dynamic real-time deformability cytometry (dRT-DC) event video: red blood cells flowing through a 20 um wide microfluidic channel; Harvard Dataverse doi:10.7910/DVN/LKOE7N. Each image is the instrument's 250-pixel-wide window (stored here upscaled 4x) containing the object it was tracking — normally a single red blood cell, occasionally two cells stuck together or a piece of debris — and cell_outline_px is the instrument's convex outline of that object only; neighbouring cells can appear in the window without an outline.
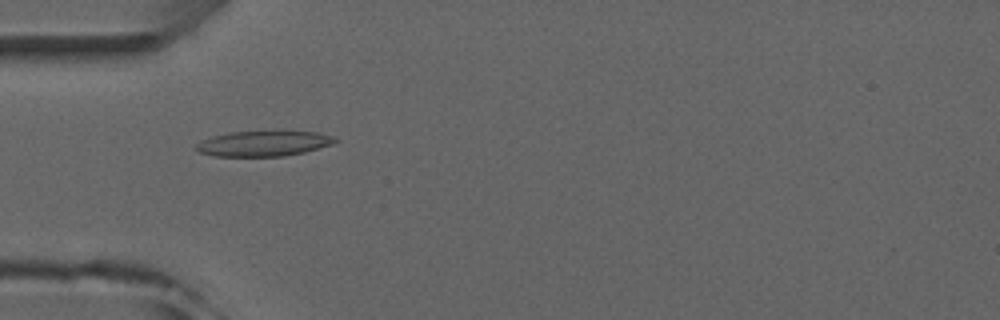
{"species": "common noctule bat (a hibernating species)", "species_latin": "Nyctalus noctula", "temperature_condition": "room temperature", "stored_images_in_passage": 4, "camera_frame_rate_fps": 3000, "um_per_image_px": 0.085, "animal": {"sex": "male", "forearm_length_mm": 52.5}, "frame": {"image": 1, "passage_image": 2, "time_ms": 1.0, "image_size_px": [1000, 320], "cell_outline_px": [[340, 140], [332, 144], [304, 152], [284, 156], [212, 156], [200, 152], [196, 148], [196, 144], [212, 136], [232, 132], [280, 128], [320, 132], [336, 136]], "centroid_in_image_um": [22.52, 12.14], "position_along_channel_um": 62.5, "area_um2": 21.56}}
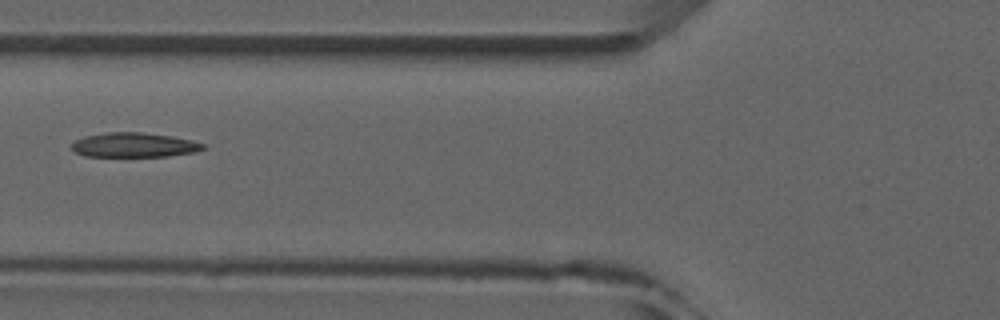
{"frame": {"image": 2, "passage_image": 3, "time_ms": 2.333, "image_size_px": [1000, 320], "cell_outline_px": [[204, 148], [196, 152], [168, 156], [84, 156], [76, 152], [72, 148], [72, 144], [76, 140], [84, 136], [108, 132], [140, 132], [172, 136], [192, 140], [204, 144]], "centroid_in_image_um": [11.41, 12.32], "position_along_channel_um": 114.4, "area_um2": 18.67}}
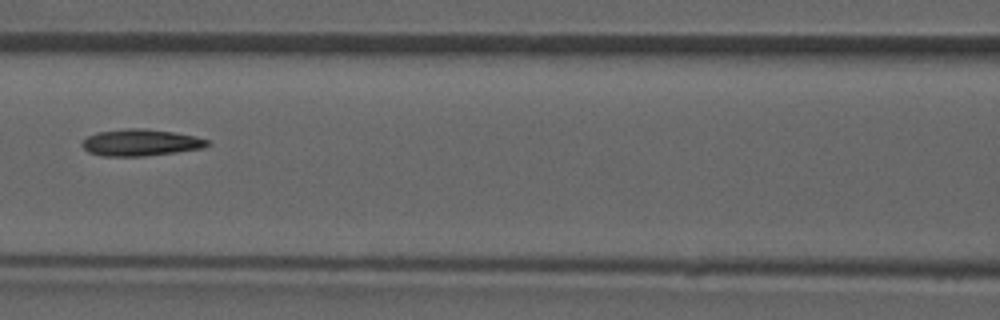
{"frame": {"image": 3, "passage_image": 4, "time_ms": 3.333, "image_size_px": [1000, 320], "cell_outline_px": [[212, 144], [204, 148], [176, 152], [144, 156], [104, 156], [88, 152], [80, 144], [88, 136], [96, 132], [124, 128], [148, 128], [196, 136], [208, 140]], "centroid_in_image_um": [11.97, 12.11], "position_along_channel_um": 154.6, "area_um2": 19.65}}